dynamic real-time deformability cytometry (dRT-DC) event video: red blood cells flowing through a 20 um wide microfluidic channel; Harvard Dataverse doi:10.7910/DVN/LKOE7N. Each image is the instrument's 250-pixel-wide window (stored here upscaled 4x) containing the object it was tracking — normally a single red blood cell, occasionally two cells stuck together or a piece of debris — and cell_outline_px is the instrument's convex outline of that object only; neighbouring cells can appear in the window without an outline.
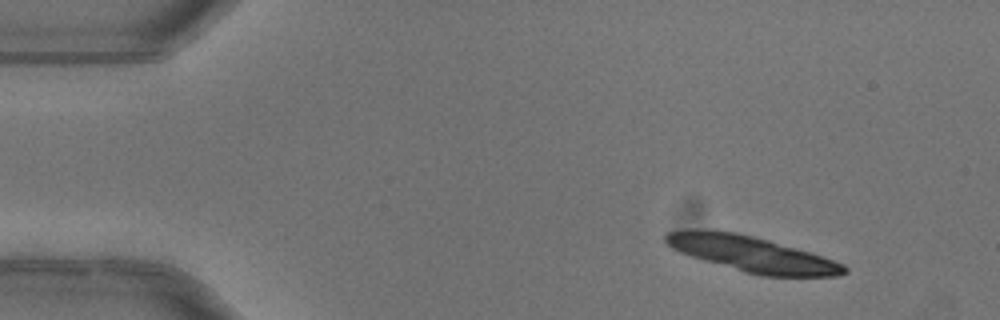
{"species": "common noctule bat (a hibernating species)", "species_latin": "Nyctalus noctula", "temperature_condition": "warm", "stored_images_in_passage": 4, "camera_frame_rate_fps": 3000, "um_per_image_px": 0.085, "animal": {"sex": "female"}, "frame": {"image": 1, "passage_image": 1, "time_ms": 0.0, "image_size_px": [1000, 320], "cell_outline_px": [[848, 272], [840, 276], [760, 276], [744, 272], [704, 260], [680, 252], [664, 244], [664, 236], [668, 232], [692, 228], [696, 228], [736, 232], [768, 240], [824, 256], [844, 264], [848, 268]], "centroid_in_image_um": [63.9, 21.58], "position_along_channel_um": 21.1, "area_um2": 37.11}}